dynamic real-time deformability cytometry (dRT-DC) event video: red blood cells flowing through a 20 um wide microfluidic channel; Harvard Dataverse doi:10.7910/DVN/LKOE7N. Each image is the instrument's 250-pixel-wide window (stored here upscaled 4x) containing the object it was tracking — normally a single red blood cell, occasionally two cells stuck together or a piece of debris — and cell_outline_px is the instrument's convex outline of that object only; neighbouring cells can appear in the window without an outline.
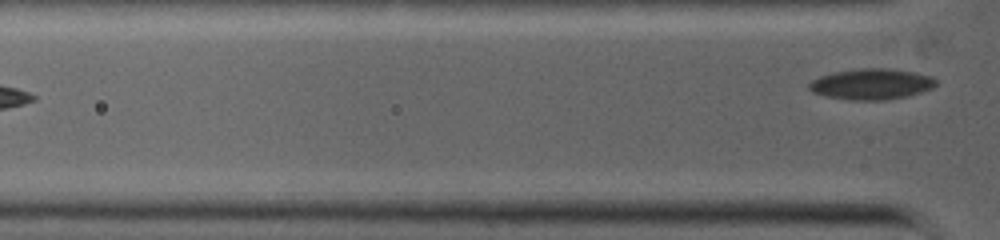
{"species": "common noctule bat (a hibernating species)", "species_latin": "Nyctalus noctula", "temperature_condition": "warm", "stored_images_in_passage": 8, "camera_frame_rate_fps": 5000, "um_per_image_px": 0.085, "animal": {"sex": "female", "body_mass_g": 19.0, "forearm_length_mm": 53.3}, "frame": {"image": 1, "passage_image": 8, "time_ms": 3.6, "image_size_px": [1000, 240], "cell_outline_px": [[936, 84], [932, 88], [908, 96], [884, 100], [848, 100], [828, 96], [812, 92], [808, 88], [808, 84], [812, 80], [820, 76], [832, 72], [860, 68], [884, 68], [912, 72], [932, 76], [936, 80]], "centroid_in_image_um": [74.05, 7.15], "position_along_channel_um": 51.8, "area_um2": 22.72}}